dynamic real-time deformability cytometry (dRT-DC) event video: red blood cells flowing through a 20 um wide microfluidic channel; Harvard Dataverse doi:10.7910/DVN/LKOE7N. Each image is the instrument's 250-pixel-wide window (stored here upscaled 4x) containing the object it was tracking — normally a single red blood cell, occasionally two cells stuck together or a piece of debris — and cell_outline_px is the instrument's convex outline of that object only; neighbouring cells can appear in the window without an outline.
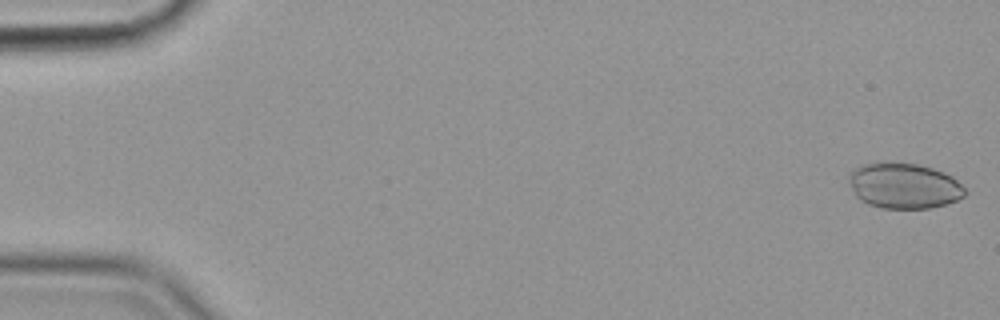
{"species": "common noctule bat (a hibernating species)", "species_latin": "Nyctalus noctula", "temperature_condition": "cold", "stored_images_in_passage": 56, "camera_frame_rate_fps": 3000, "um_per_image_px": 0.085, "animal": {"sex": "female", "body_mass_g": 19.9}, "frame": {"image": 1, "passage_image": 1, "time_ms": 0.0, "image_size_px": [1000, 320], "cell_outline_px": [[968, 192], [964, 196], [956, 200], [944, 204], [928, 208], [880, 208], [868, 204], [860, 200], [856, 196], [848, 180], [848, 172], [864, 164], [880, 160], [920, 164], [944, 172], [952, 176]], "centroid_in_image_um": [76.8, 15.76], "position_along_channel_um": 8.2, "area_um2": 31.21}}
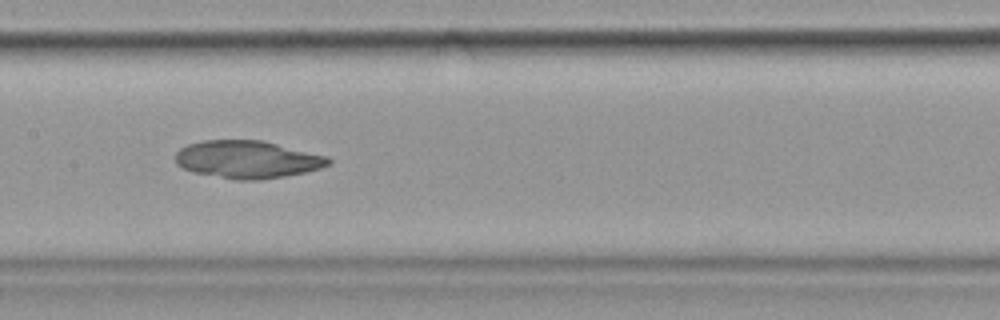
{"frame": {"image": 2, "passage_image": 28, "time_ms": 9.0, "image_size_px": [1000, 320], "cell_outline_px": [[332, 164], [320, 168], [304, 172], [284, 176], [260, 180], [236, 180], [192, 172], [176, 164], [176, 152], [180, 148], [188, 144], [204, 140], [264, 140], [328, 156], [332, 160]], "centroid_in_image_um": [21.05, 13.55], "position_along_channel_um": 186.3, "area_um2": 33.76}}
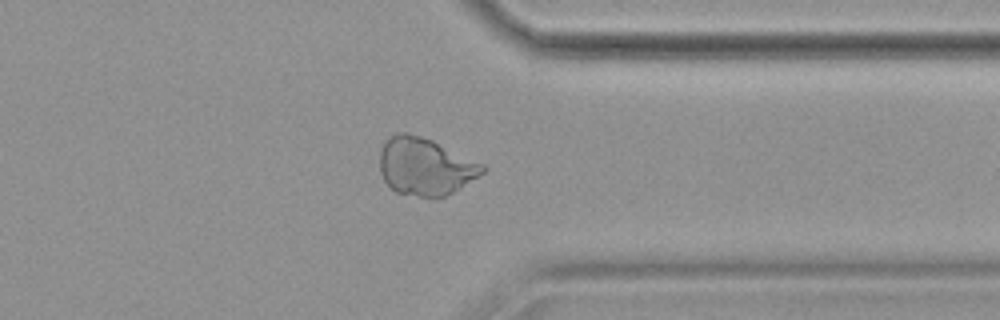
{"frame": {"image": 3, "passage_image": 44, "time_ms": 14.333, "image_size_px": [1000, 320], "cell_outline_px": [[488, 168], [484, 172], [460, 188], [444, 196], [420, 196], [396, 192], [384, 180], [380, 172], [380, 152], [384, 140], [388, 136], [400, 132], [408, 132], [432, 140], [484, 164]], "centroid_in_image_um": [36.13, 14.12], "position_along_channel_um": 375.3, "area_um2": 34.22}}